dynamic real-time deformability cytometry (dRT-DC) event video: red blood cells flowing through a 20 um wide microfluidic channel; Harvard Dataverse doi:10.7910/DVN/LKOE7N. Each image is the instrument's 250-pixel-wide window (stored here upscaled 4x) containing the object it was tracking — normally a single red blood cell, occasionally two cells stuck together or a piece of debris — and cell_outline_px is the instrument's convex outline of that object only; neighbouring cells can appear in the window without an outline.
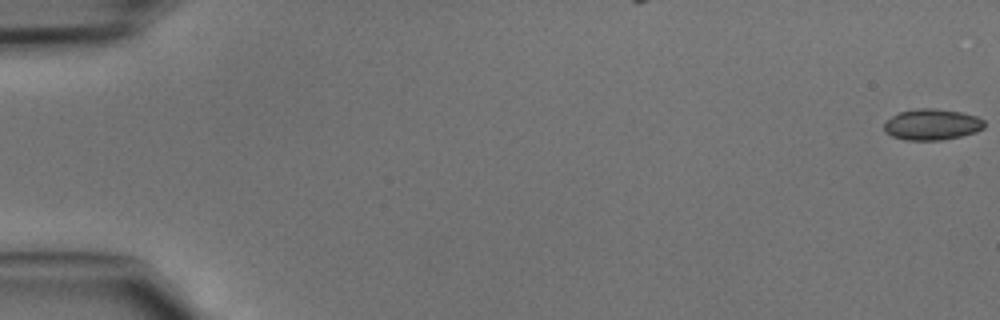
{"species": "common noctule bat (a hibernating species)", "species_latin": "Nyctalus noctula", "temperature_condition": "cold", "stored_images_in_passage": 10, "camera_frame_rate_fps": 3000, "um_per_image_px": 0.085, "animal": {"sex": "male", "body_mass_g": 15.6}, "frame": {"image": 1, "passage_image": 1, "time_ms": 0.0, "image_size_px": [1000, 320], "cell_outline_px": [[984, 128], [976, 132], [960, 136], [940, 140], [904, 140], [892, 136], [884, 132], [884, 124], [892, 116], [900, 112], [916, 108], [932, 108], [960, 112], [976, 116], [984, 120]], "centroid_in_image_um": [79.21, 10.58], "position_along_channel_um": 5.8, "area_um2": 18.09}}